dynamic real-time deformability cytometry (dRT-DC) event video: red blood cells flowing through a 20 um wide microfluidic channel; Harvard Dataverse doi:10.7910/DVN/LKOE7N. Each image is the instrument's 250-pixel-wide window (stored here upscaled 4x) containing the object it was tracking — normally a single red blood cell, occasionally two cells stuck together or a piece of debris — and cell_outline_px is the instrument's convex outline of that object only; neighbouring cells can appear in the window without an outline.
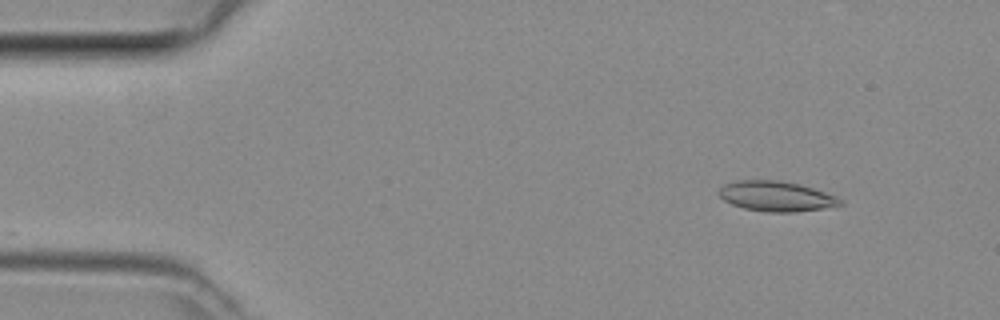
{"species": "common noctule bat (a hibernating species)", "species_latin": "Nyctalus noctula", "temperature_condition": "room temperature", "stored_images_in_passage": 4, "camera_frame_rate_fps": 3000, "um_per_image_px": 0.085, "animal": {"sex": "female", "body_mass_g": 29.2, "forearm_length_mm": 56.3}, "frame": {"image": 1, "passage_image": 1, "time_ms": 0.0, "image_size_px": [1000, 320], "cell_outline_px": [[844, 204], [824, 208], [796, 212], [768, 212], [744, 208], [732, 204], [724, 200], [720, 196], [720, 188], [724, 184], [736, 180], [780, 180], [800, 184], [836, 196], [844, 200]], "centroid_in_image_um": [66.0, 16.68], "position_along_channel_um": 19.0, "area_um2": 21.27}}
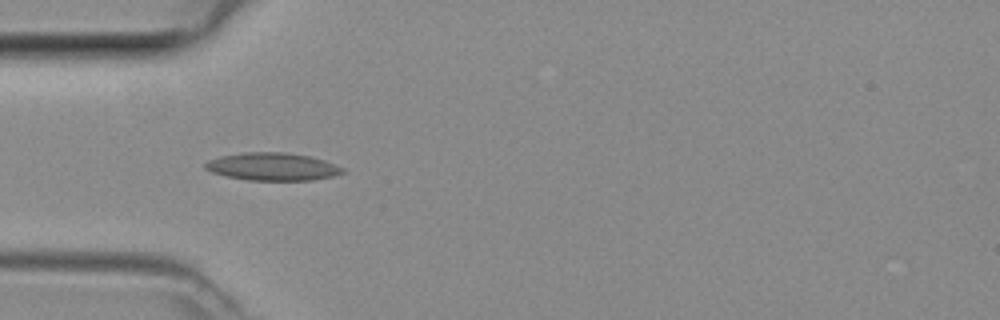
{"frame": {"image": 2, "passage_image": 3, "time_ms": 0.667, "image_size_px": [1000, 320], "cell_outline_px": [[344, 172], [332, 176], [312, 180], [248, 180], [224, 176], [212, 172], [204, 168], [204, 164], [208, 160], [220, 156], [240, 152], [284, 152], [308, 156], [324, 160], [344, 168]], "centroid_in_image_um": [23.11, 14.16], "position_along_channel_um": 61.9, "area_um2": 22.2}}
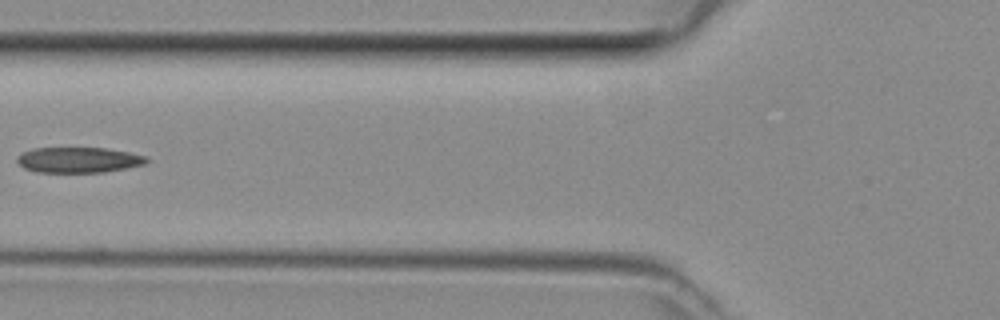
{"frame": {"image": 3, "passage_image": 4, "time_ms": 1.0, "image_size_px": [1000, 320], "cell_outline_px": [[148, 160], [144, 164], [128, 168], [104, 172], [36, 172], [24, 168], [16, 160], [16, 156], [32, 148], [108, 148], [148, 156]], "centroid_in_image_um": [6.69, 13.59], "position_along_channel_um": 119.1, "area_um2": 19.31}}